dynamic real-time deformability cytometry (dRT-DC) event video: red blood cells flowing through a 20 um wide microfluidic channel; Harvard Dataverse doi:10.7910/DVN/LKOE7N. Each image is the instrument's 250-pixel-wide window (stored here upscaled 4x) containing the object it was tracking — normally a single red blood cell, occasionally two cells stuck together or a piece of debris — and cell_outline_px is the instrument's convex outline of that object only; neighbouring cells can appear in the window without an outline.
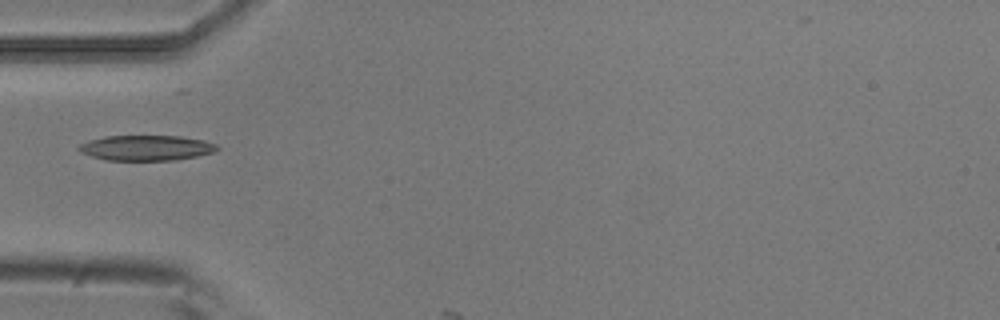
{"species": "common noctule bat (a hibernating species)", "species_latin": "Nyctalus noctula", "temperature_condition": "room temperature", "stored_images_in_passage": 4, "camera_frame_rate_fps": 3000, "um_per_image_px": 0.085, "animal": {"sex": "male", "body_mass_g": 20.5, "forearm_length_mm": 52.5}, "frame": {"image": 1, "passage_image": 3, "time_ms": 0.667, "image_size_px": [1000, 320], "cell_outline_px": [[220, 148], [212, 152], [196, 156], [176, 160], [104, 160], [80, 152], [76, 148], [80, 144], [88, 140], [104, 136], [180, 136], [204, 140], [216, 144]], "centroid_in_image_um": [12.4, 12.56], "position_along_channel_um": 72.6, "area_um2": 20.4}}